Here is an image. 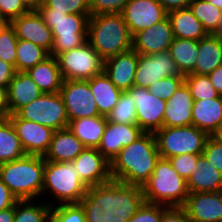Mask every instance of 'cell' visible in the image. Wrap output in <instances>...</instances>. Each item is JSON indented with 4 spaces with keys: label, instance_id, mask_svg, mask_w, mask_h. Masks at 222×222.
Segmentation results:
<instances>
[{
    "label": "cell",
    "instance_id": "1",
    "mask_svg": "<svg viewBox=\"0 0 222 222\" xmlns=\"http://www.w3.org/2000/svg\"><path fill=\"white\" fill-rule=\"evenodd\" d=\"M144 202L142 187L111 179L89 187L80 204L86 222H128Z\"/></svg>",
    "mask_w": 222,
    "mask_h": 222
},
{
    "label": "cell",
    "instance_id": "2",
    "mask_svg": "<svg viewBox=\"0 0 222 222\" xmlns=\"http://www.w3.org/2000/svg\"><path fill=\"white\" fill-rule=\"evenodd\" d=\"M160 159L154 133H143L123 147L110 163L112 180L142 187L150 178Z\"/></svg>",
    "mask_w": 222,
    "mask_h": 222
},
{
    "label": "cell",
    "instance_id": "3",
    "mask_svg": "<svg viewBox=\"0 0 222 222\" xmlns=\"http://www.w3.org/2000/svg\"><path fill=\"white\" fill-rule=\"evenodd\" d=\"M45 160L29 155L0 164V179L18 200H38L42 196Z\"/></svg>",
    "mask_w": 222,
    "mask_h": 222
},
{
    "label": "cell",
    "instance_id": "4",
    "mask_svg": "<svg viewBox=\"0 0 222 222\" xmlns=\"http://www.w3.org/2000/svg\"><path fill=\"white\" fill-rule=\"evenodd\" d=\"M87 41L104 61L132 49V35L121 13L90 16Z\"/></svg>",
    "mask_w": 222,
    "mask_h": 222
},
{
    "label": "cell",
    "instance_id": "5",
    "mask_svg": "<svg viewBox=\"0 0 222 222\" xmlns=\"http://www.w3.org/2000/svg\"><path fill=\"white\" fill-rule=\"evenodd\" d=\"M88 188L77 174V167L73 162L45 161L43 196H41L45 199H40L46 200L45 202L51 207L59 204L80 203ZM48 198L52 199V202L48 201Z\"/></svg>",
    "mask_w": 222,
    "mask_h": 222
},
{
    "label": "cell",
    "instance_id": "6",
    "mask_svg": "<svg viewBox=\"0 0 222 222\" xmlns=\"http://www.w3.org/2000/svg\"><path fill=\"white\" fill-rule=\"evenodd\" d=\"M36 10L52 30L53 48L50 56L56 57L87 42L88 20L91 14L53 11L43 2Z\"/></svg>",
    "mask_w": 222,
    "mask_h": 222
},
{
    "label": "cell",
    "instance_id": "7",
    "mask_svg": "<svg viewBox=\"0 0 222 222\" xmlns=\"http://www.w3.org/2000/svg\"><path fill=\"white\" fill-rule=\"evenodd\" d=\"M142 190L145 202L168 207H182L189 195L186 180L173 168L169 159L164 158L156 162Z\"/></svg>",
    "mask_w": 222,
    "mask_h": 222
},
{
    "label": "cell",
    "instance_id": "8",
    "mask_svg": "<svg viewBox=\"0 0 222 222\" xmlns=\"http://www.w3.org/2000/svg\"><path fill=\"white\" fill-rule=\"evenodd\" d=\"M160 158L202 154L205 142L209 137L193 125L180 127H163L154 133Z\"/></svg>",
    "mask_w": 222,
    "mask_h": 222
},
{
    "label": "cell",
    "instance_id": "9",
    "mask_svg": "<svg viewBox=\"0 0 222 222\" xmlns=\"http://www.w3.org/2000/svg\"><path fill=\"white\" fill-rule=\"evenodd\" d=\"M56 59L63 80H89L103 71L104 60L88 41Z\"/></svg>",
    "mask_w": 222,
    "mask_h": 222
},
{
    "label": "cell",
    "instance_id": "10",
    "mask_svg": "<svg viewBox=\"0 0 222 222\" xmlns=\"http://www.w3.org/2000/svg\"><path fill=\"white\" fill-rule=\"evenodd\" d=\"M20 118L39 123L57 131L68 127L65 104L60 93H43L22 107L17 113Z\"/></svg>",
    "mask_w": 222,
    "mask_h": 222
},
{
    "label": "cell",
    "instance_id": "11",
    "mask_svg": "<svg viewBox=\"0 0 222 222\" xmlns=\"http://www.w3.org/2000/svg\"><path fill=\"white\" fill-rule=\"evenodd\" d=\"M68 120L100 116L89 80H63L59 91Z\"/></svg>",
    "mask_w": 222,
    "mask_h": 222
},
{
    "label": "cell",
    "instance_id": "12",
    "mask_svg": "<svg viewBox=\"0 0 222 222\" xmlns=\"http://www.w3.org/2000/svg\"><path fill=\"white\" fill-rule=\"evenodd\" d=\"M131 94L136 108L137 125L145 133H155L163 128L166 100L150 93L149 89L133 86Z\"/></svg>",
    "mask_w": 222,
    "mask_h": 222
},
{
    "label": "cell",
    "instance_id": "13",
    "mask_svg": "<svg viewBox=\"0 0 222 222\" xmlns=\"http://www.w3.org/2000/svg\"><path fill=\"white\" fill-rule=\"evenodd\" d=\"M169 76H183L169 51L152 55L138 54L134 86L149 89L157 80Z\"/></svg>",
    "mask_w": 222,
    "mask_h": 222
},
{
    "label": "cell",
    "instance_id": "14",
    "mask_svg": "<svg viewBox=\"0 0 222 222\" xmlns=\"http://www.w3.org/2000/svg\"><path fill=\"white\" fill-rule=\"evenodd\" d=\"M8 119L13 124L22 148L26 154L44 156L48 151L55 130L39 123L10 114Z\"/></svg>",
    "mask_w": 222,
    "mask_h": 222
},
{
    "label": "cell",
    "instance_id": "15",
    "mask_svg": "<svg viewBox=\"0 0 222 222\" xmlns=\"http://www.w3.org/2000/svg\"><path fill=\"white\" fill-rule=\"evenodd\" d=\"M121 14L132 37L168 16L158 0H129Z\"/></svg>",
    "mask_w": 222,
    "mask_h": 222
},
{
    "label": "cell",
    "instance_id": "16",
    "mask_svg": "<svg viewBox=\"0 0 222 222\" xmlns=\"http://www.w3.org/2000/svg\"><path fill=\"white\" fill-rule=\"evenodd\" d=\"M174 39L169 17L137 32L132 37V48L141 55H152L168 51Z\"/></svg>",
    "mask_w": 222,
    "mask_h": 222
},
{
    "label": "cell",
    "instance_id": "17",
    "mask_svg": "<svg viewBox=\"0 0 222 222\" xmlns=\"http://www.w3.org/2000/svg\"><path fill=\"white\" fill-rule=\"evenodd\" d=\"M182 207L190 222H221L222 191L189 193Z\"/></svg>",
    "mask_w": 222,
    "mask_h": 222
},
{
    "label": "cell",
    "instance_id": "18",
    "mask_svg": "<svg viewBox=\"0 0 222 222\" xmlns=\"http://www.w3.org/2000/svg\"><path fill=\"white\" fill-rule=\"evenodd\" d=\"M11 26L18 39L30 41L46 49L49 53L51 52L53 48L52 30L37 10H30L13 19Z\"/></svg>",
    "mask_w": 222,
    "mask_h": 222
},
{
    "label": "cell",
    "instance_id": "19",
    "mask_svg": "<svg viewBox=\"0 0 222 222\" xmlns=\"http://www.w3.org/2000/svg\"><path fill=\"white\" fill-rule=\"evenodd\" d=\"M77 167V174L88 186H97L111 180L110 162L97 148H84L72 161Z\"/></svg>",
    "mask_w": 222,
    "mask_h": 222
},
{
    "label": "cell",
    "instance_id": "20",
    "mask_svg": "<svg viewBox=\"0 0 222 222\" xmlns=\"http://www.w3.org/2000/svg\"><path fill=\"white\" fill-rule=\"evenodd\" d=\"M144 132L137 124L107 121L98 150L111 163L123 147L133 143Z\"/></svg>",
    "mask_w": 222,
    "mask_h": 222
},
{
    "label": "cell",
    "instance_id": "21",
    "mask_svg": "<svg viewBox=\"0 0 222 222\" xmlns=\"http://www.w3.org/2000/svg\"><path fill=\"white\" fill-rule=\"evenodd\" d=\"M138 53L132 48L104 61L103 71L110 81L121 91L134 86Z\"/></svg>",
    "mask_w": 222,
    "mask_h": 222
},
{
    "label": "cell",
    "instance_id": "22",
    "mask_svg": "<svg viewBox=\"0 0 222 222\" xmlns=\"http://www.w3.org/2000/svg\"><path fill=\"white\" fill-rule=\"evenodd\" d=\"M193 98L190 90L183 83L176 92L166 100L163 127H180L192 125Z\"/></svg>",
    "mask_w": 222,
    "mask_h": 222
},
{
    "label": "cell",
    "instance_id": "23",
    "mask_svg": "<svg viewBox=\"0 0 222 222\" xmlns=\"http://www.w3.org/2000/svg\"><path fill=\"white\" fill-rule=\"evenodd\" d=\"M193 101L192 125L213 136L222 126V95Z\"/></svg>",
    "mask_w": 222,
    "mask_h": 222
},
{
    "label": "cell",
    "instance_id": "24",
    "mask_svg": "<svg viewBox=\"0 0 222 222\" xmlns=\"http://www.w3.org/2000/svg\"><path fill=\"white\" fill-rule=\"evenodd\" d=\"M7 90L10 114H16L22 107L43 94L27 72L19 71H16Z\"/></svg>",
    "mask_w": 222,
    "mask_h": 222
},
{
    "label": "cell",
    "instance_id": "25",
    "mask_svg": "<svg viewBox=\"0 0 222 222\" xmlns=\"http://www.w3.org/2000/svg\"><path fill=\"white\" fill-rule=\"evenodd\" d=\"M85 146L67 128L54 132L48 151L44 160L52 162H72L83 150Z\"/></svg>",
    "mask_w": 222,
    "mask_h": 222
},
{
    "label": "cell",
    "instance_id": "26",
    "mask_svg": "<svg viewBox=\"0 0 222 222\" xmlns=\"http://www.w3.org/2000/svg\"><path fill=\"white\" fill-rule=\"evenodd\" d=\"M186 182L189 193L221 192L222 172L201 155Z\"/></svg>",
    "mask_w": 222,
    "mask_h": 222
},
{
    "label": "cell",
    "instance_id": "27",
    "mask_svg": "<svg viewBox=\"0 0 222 222\" xmlns=\"http://www.w3.org/2000/svg\"><path fill=\"white\" fill-rule=\"evenodd\" d=\"M222 65V38L208 34L198 41V58L193 74L208 75Z\"/></svg>",
    "mask_w": 222,
    "mask_h": 222
},
{
    "label": "cell",
    "instance_id": "28",
    "mask_svg": "<svg viewBox=\"0 0 222 222\" xmlns=\"http://www.w3.org/2000/svg\"><path fill=\"white\" fill-rule=\"evenodd\" d=\"M107 124L106 116L83 117L69 120L68 129L85 148H98Z\"/></svg>",
    "mask_w": 222,
    "mask_h": 222
},
{
    "label": "cell",
    "instance_id": "29",
    "mask_svg": "<svg viewBox=\"0 0 222 222\" xmlns=\"http://www.w3.org/2000/svg\"><path fill=\"white\" fill-rule=\"evenodd\" d=\"M89 86L96 101L99 114L107 117L117 104L123 91L110 81L104 71L89 79Z\"/></svg>",
    "mask_w": 222,
    "mask_h": 222
},
{
    "label": "cell",
    "instance_id": "30",
    "mask_svg": "<svg viewBox=\"0 0 222 222\" xmlns=\"http://www.w3.org/2000/svg\"><path fill=\"white\" fill-rule=\"evenodd\" d=\"M168 17L172 25L173 35L176 38L199 41L208 35L203 24L193 15L190 8L170 11Z\"/></svg>",
    "mask_w": 222,
    "mask_h": 222
},
{
    "label": "cell",
    "instance_id": "31",
    "mask_svg": "<svg viewBox=\"0 0 222 222\" xmlns=\"http://www.w3.org/2000/svg\"><path fill=\"white\" fill-rule=\"evenodd\" d=\"M43 93H58L63 78L56 57H48L26 71Z\"/></svg>",
    "mask_w": 222,
    "mask_h": 222
},
{
    "label": "cell",
    "instance_id": "32",
    "mask_svg": "<svg viewBox=\"0 0 222 222\" xmlns=\"http://www.w3.org/2000/svg\"><path fill=\"white\" fill-rule=\"evenodd\" d=\"M168 51L183 76L194 71L198 58L197 40L174 37Z\"/></svg>",
    "mask_w": 222,
    "mask_h": 222
},
{
    "label": "cell",
    "instance_id": "33",
    "mask_svg": "<svg viewBox=\"0 0 222 222\" xmlns=\"http://www.w3.org/2000/svg\"><path fill=\"white\" fill-rule=\"evenodd\" d=\"M25 155L11 121L8 118L0 119V164L17 160Z\"/></svg>",
    "mask_w": 222,
    "mask_h": 222
},
{
    "label": "cell",
    "instance_id": "34",
    "mask_svg": "<svg viewBox=\"0 0 222 222\" xmlns=\"http://www.w3.org/2000/svg\"><path fill=\"white\" fill-rule=\"evenodd\" d=\"M16 55V71L19 72H26L50 57L46 49L23 39L17 40Z\"/></svg>",
    "mask_w": 222,
    "mask_h": 222
},
{
    "label": "cell",
    "instance_id": "35",
    "mask_svg": "<svg viewBox=\"0 0 222 222\" xmlns=\"http://www.w3.org/2000/svg\"><path fill=\"white\" fill-rule=\"evenodd\" d=\"M51 206L45 201L19 200L14 206V222H47Z\"/></svg>",
    "mask_w": 222,
    "mask_h": 222
},
{
    "label": "cell",
    "instance_id": "36",
    "mask_svg": "<svg viewBox=\"0 0 222 222\" xmlns=\"http://www.w3.org/2000/svg\"><path fill=\"white\" fill-rule=\"evenodd\" d=\"M193 15L203 24L208 34H213L219 25L221 9L207 0H193L189 6Z\"/></svg>",
    "mask_w": 222,
    "mask_h": 222
},
{
    "label": "cell",
    "instance_id": "37",
    "mask_svg": "<svg viewBox=\"0 0 222 222\" xmlns=\"http://www.w3.org/2000/svg\"><path fill=\"white\" fill-rule=\"evenodd\" d=\"M107 121L123 124H137L136 108L131 94L123 91L117 104L107 115Z\"/></svg>",
    "mask_w": 222,
    "mask_h": 222
},
{
    "label": "cell",
    "instance_id": "38",
    "mask_svg": "<svg viewBox=\"0 0 222 222\" xmlns=\"http://www.w3.org/2000/svg\"><path fill=\"white\" fill-rule=\"evenodd\" d=\"M184 83L189 88L193 100L213 99L220 96L208 75L191 73L185 76Z\"/></svg>",
    "mask_w": 222,
    "mask_h": 222
},
{
    "label": "cell",
    "instance_id": "39",
    "mask_svg": "<svg viewBox=\"0 0 222 222\" xmlns=\"http://www.w3.org/2000/svg\"><path fill=\"white\" fill-rule=\"evenodd\" d=\"M47 222H86L84 208L80 203L52 206Z\"/></svg>",
    "mask_w": 222,
    "mask_h": 222
},
{
    "label": "cell",
    "instance_id": "40",
    "mask_svg": "<svg viewBox=\"0 0 222 222\" xmlns=\"http://www.w3.org/2000/svg\"><path fill=\"white\" fill-rule=\"evenodd\" d=\"M185 76H169L149 86V91L154 96L169 100L176 90L184 83Z\"/></svg>",
    "mask_w": 222,
    "mask_h": 222
},
{
    "label": "cell",
    "instance_id": "41",
    "mask_svg": "<svg viewBox=\"0 0 222 222\" xmlns=\"http://www.w3.org/2000/svg\"><path fill=\"white\" fill-rule=\"evenodd\" d=\"M42 2L53 11L67 14H91L89 0H43Z\"/></svg>",
    "mask_w": 222,
    "mask_h": 222
},
{
    "label": "cell",
    "instance_id": "42",
    "mask_svg": "<svg viewBox=\"0 0 222 222\" xmlns=\"http://www.w3.org/2000/svg\"><path fill=\"white\" fill-rule=\"evenodd\" d=\"M17 40L15 30L12 26L0 35V59L12 64L16 70V47Z\"/></svg>",
    "mask_w": 222,
    "mask_h": 222
},
{
    "label": "cell",
    "instance_id": "43",
    "mask_svg": "<svg viewBox=\"0 0 222 222\" xmlns=\"http://www.w3.org/2000/svg\"><path fill=\"white\" fill-rule=\"evenodd\" d=\"M168 206L144 202L128 222H161L162 212Z\"/></svg>",
    "mask_w": 222,
    "mask_h": 222
},
{
    "label": "cell",
    "instance_id": "44",
    "mask_svg": "<svg viewBox=\"0 0 222 222\" xmlns=\"http://www.w3.org/2000/svg\"><path fill=\"white\" fill-rule=\"evenodd\" d=\"M201 155L202 154L185 153L183 155L173 156L169 158V161L178 174L187 181Z\"/></svg>",
    "mask_w": 222,
    "mask_h": 222
},
{
    "label": "cell",
    "instance_id": "45",
    "mask_svg": "<svg viewBox=\"0 0 222 222\" xmlns=\"http://www.w3.org/2000/svg\"><path fill=\"white\" fill-rule=\"evenodd\" d=\"M129 0H89L91 16L122 13Z\"/></svg>",
    "mask_w": 222,
    "mask_h": 222
},
{
    "label": "cell",
    "instance_id": "46",
    "mask_svg": "<svg viewBox=\"0 0 222 222\" xmlns=\"http://www.w3.org/2000/svg\"><path fill=\"white\" fill-rule=\"evenodd\" d=\"M202 155L222 172V144L213 136L207 138Z\"/></svg>",
    "mask_w": 222,
    "mask_h": 222
},
{
    "label": "cell",
    "instance_id": "47",
    "mask_svg": "<svg viewBox=\"0 0 222 222\" xmlns=\"http://www.w3.org/2000/svg\"><path fill=\"white\" fill-rule=\"evenodd\" d=\"M0 11L3 17L12 21L30 10L21 0H0Z\"/></svg>",
    "mask_w": 222,
    "mask_h": 222
},
{
    "label": "cell",
    "instance_id": "48",
    "mask_svg": "<svg viewBox=\"0 0 222 222\" xmlns=\"http://www.w3.org/2000/svg\"><path fill=\"white\" fill-rule=\"evenodd\" d=\"M161 222H190L183 207L169 206L162 212Z\"/></svg>",
    "mask_w": 222,
    "mask_h": 222
},
{
    "label": "cell",
    "instance_id": "49",
    "mask_svg": "<svg viewBox=\"0 0 222 222\" xmlns=\"http://www.w3.org/2000/svg\"><path fill=\"white\" fill-rule=\"evenodd\" d=\"M18 201V198L9 190V188L0 179V211L15 206Z\"/></svg>",
    "mask_w": 222,
    "mask_h": 222
},
{
    "label": "cell",
    "instance_id": "50",
    "mask_svg": "<svg viewBox=\"0 0 222 222\" xmlns=\"http://www.w3.org/2000/svg\"><path fill=\"white\" fill-rule=\"evenodd\" d=\"M16 73L15 67L0 59V87H5L8 89L11 79Z\"/></svg>",
    "mask_w": 222,
    "mask_h": 222
},
{
    "label": "cell",
    "instance_id": "51",
    "mask_svg": "<svg viewBox=\"0 0 222 222\" xmlns=\"http://www.w3.org/2000/svg\"><path fill=\"white\" fill-rule=\"evenodd\" d=\"M167 12L189 8L193 0H158Z\"/></svg>",
    "mask_w": 222,
    "mask_h": 222
},
{
    "label": "cell",
    "instance_id": "52",
    "mask_svg": "<svg viewBox=\"0 0 222 222\" xmlns=\"http://www.w3.org/2000/svg\"><path fill=\"white\" fill-rule=\"evenodd\" d=\"M9 115L8 90L0 87V119H7Z\"/></svg>",
    "mask_w": 222,
    "mask_h": 222
},
{
    "label": "cell",
    "instance_id": "53",
    "mask_svg": "<svg viewBox=\"0 0 222 222\" xmlns=\"http://www.w3.org/2000/svg\"><path fill=\"white\" fill-rule=\"evenodd\" d=\"M208 77L216 91L222 95V65L218 66L213 72L208 74Z\"/></svg>",
    "mask_w": 222,
    "mask_h": 222
},
{
    "label": "cell",
    "instance_id": "54",
    "mask_svg": "<svg viewBox=\"0 0 222 222\" xmlns=\"http://www.w3.org/2000/svg\"><path fill=\"white\" fill-rule=\"evenodd\" d=\"M0 222H14V206L0 211Z\"/></svg>",
    "mask_w": 222,
    "mask_h": 222
},
{
    "label": "cell",
    "instance_id": "55",
    "mask_svg": "<svg viewBox=\"0 0 222 222\" xmlns=\"http://www.w3.org/2000/svg\"><path fill=\"white\" fill-rule=\"evenodd\" d=\"M29 10H36L43 0H21Z\"/></svg>",
    "mask_w": 222,
    "mask_h": 222
},
{
    "label": "cell",
    "instance_id": "56",
    "mask_svg": "<svg viewBox=\"0 0 222 222\" xmlns=\"http://www.w3.org/2000/svg\"><path fill=\"white\" fill-rule=\"evenodd\" d=\"M11 26V21L6 17H0V35Z\"/></svg>",
    "mask_w": 222,
    "mask_h": 222
},
{
    "label": "cell",
    "instance_id": "57",
    "mask_svg": "<svg viewBox=\"0 0 222 222\" xmlns=\"http://www.w3.org/2000/svg\"><path fill=\"white\" fill-rule=\"evenodd\" d=\"M213 34L218 35L219 37L222 38V11H221L219 25L217 27V30Z\"/></svg>",
    "mask_w": 222,
    "mask_h": 222
},
{
    "label": "cell",
    "instance_id": "58",
    "mask_svg": "<svg viewBox=\"0 0 222 222\" xmlns=\"http://www.w3.org/2000/svg\"><path fill=\"white\" fill-rule=\"evenodd\" d=\"M213 137L222 144V126H221V127L218 129V131L213 135Z\"/></svg>",
    "mask_w": 222,
    "mask_h": 222
},
{
    "label": "cell",
    "instance_id": "59",
    "mask_svg": "<svg viewBox=\"0 0 222 222\" xmlns=\"http://www.w3.org/2000/svg\"><path fill=\"white\" fill-rule=\"evenodd\" d=\"M207 1L222 10V0H207Z\"/></svg>",
    "mask_w": 222,
    "mask_h": 222
}]
</instances>
